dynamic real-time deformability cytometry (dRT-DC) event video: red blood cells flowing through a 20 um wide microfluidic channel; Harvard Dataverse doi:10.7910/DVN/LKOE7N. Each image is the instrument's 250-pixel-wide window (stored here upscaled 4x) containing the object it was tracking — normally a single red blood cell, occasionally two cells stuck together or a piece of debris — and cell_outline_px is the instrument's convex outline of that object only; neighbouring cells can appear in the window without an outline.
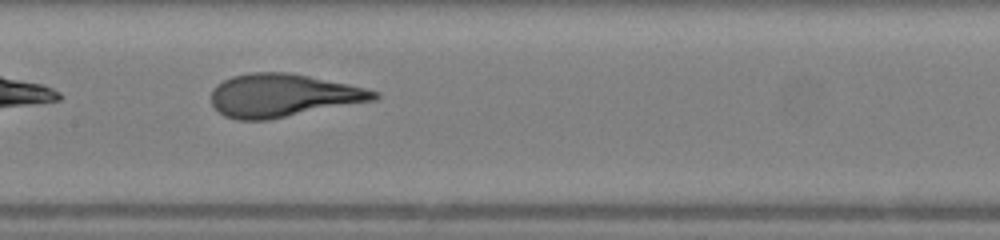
{"species": "human", "species_latin": "Homo sapiens", "temperature_condition": "warm", "stored_images_in_passage": 30, "camera_frame_rate_fps": 3000, "um_per_image_px": 0.085, "donor": {"sex": "female"}, "frame": {"image": 1, "passage_image": 9, "time_ms": 2.667, "image_size_px": [1000, 240], "cell_outline_px": [[380, 96], [376, 100], [268, 120], [240, 120], [224, 116], [212, 104], [212, 92], [216, 84], [232, 76], [252, 72], [288, 72], [348, 84], [380, 92]], "centroid_in_image_um": [24.06, 8.11], "position_along_channel_um": 183.3, "area_um2": 40.75}}